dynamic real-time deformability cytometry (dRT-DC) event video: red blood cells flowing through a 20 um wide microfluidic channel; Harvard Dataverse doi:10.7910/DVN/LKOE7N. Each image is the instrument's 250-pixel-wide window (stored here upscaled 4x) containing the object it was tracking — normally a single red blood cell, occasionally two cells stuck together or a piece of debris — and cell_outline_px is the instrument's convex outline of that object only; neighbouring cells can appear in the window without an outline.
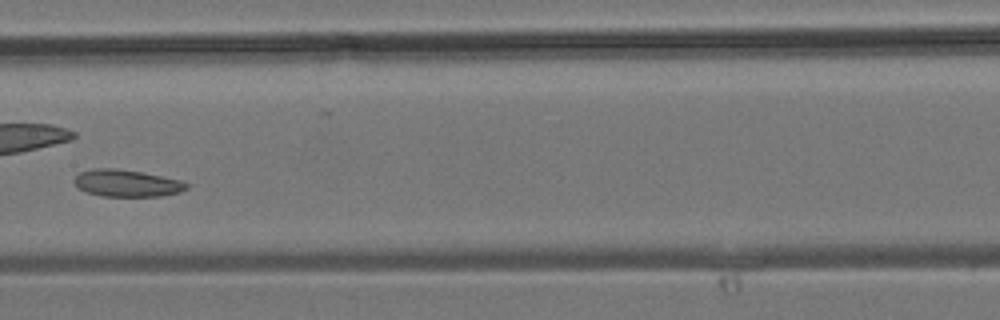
{"species": "common noctule bat (a hibernating species)", "species_latin": "Nyctalus noctula", "temperature_condition": "room temperature", "stored_images_in_passage": 32, "camera_frame_rate_fps": 3000, "um_per_image_px": 0.085, "animal": {"sex": "male", "body_mass_g": 19.2, "forearm_length_mm": 51.8}, "frame": {"image": 1, "passage_image": 14, "time_ms": 4.333, "image_size_px": [1000, 320], "cell_outline_px": [[188, 188], [180, 192], [160, 196], [104, 196], [88, 192], [76, 188], [72, 180], [80, 172], [92, 168], [116, 168], [140, 172], [180, 180], [188, 184]], "centroid_in_image_um": [10.73, 15.57], "position_along_channel_um": 196.7, "area_um2": 17.63}}
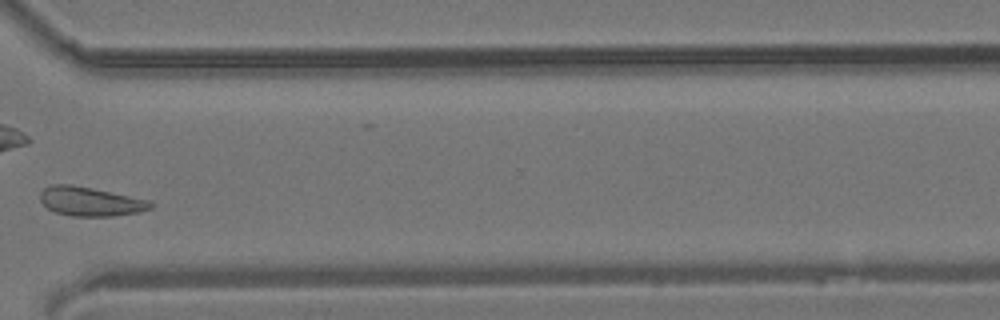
{"frame": {"image": 2, "passage_image": 23, "time_ms": 7.333, "image_size_px": [1000, 320], "cell_outline_px": [[152, 208], [140, 212], [112, 216], [72, 216], [56, 212], [48, 208], [40, 200], [40, 192], [48, 184], [72, 184], [92, 188], [128, 196], [144, 200], [152, 204]], "centroid_in_image_um": [7.61, 17.12], "position_along_channel_um": 363.0, "area_um2": 18.44}}